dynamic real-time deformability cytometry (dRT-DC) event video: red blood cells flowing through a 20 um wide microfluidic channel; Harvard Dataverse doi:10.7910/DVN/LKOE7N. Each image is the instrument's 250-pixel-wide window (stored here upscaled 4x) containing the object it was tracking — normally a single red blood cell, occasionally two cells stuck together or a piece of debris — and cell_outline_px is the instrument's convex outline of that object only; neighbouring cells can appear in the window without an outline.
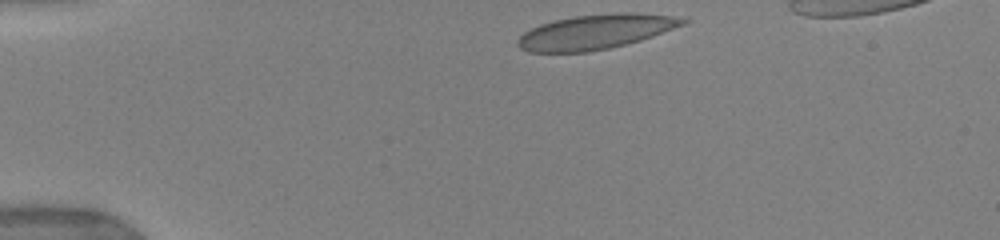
{"species": "human", "species_latin": "Homo sapiens", "temperature_condition": "warm", "stored_images_in_passage": 16, "camera_frame_rate_fps": 3000, "um_per_image_px": 0.085, "donor": {"sex": "female"}, "frame": {"image": 1, "passage_image": 1, "time_ms": 0.0, "image_size_px": [1000, 240], "cell_outline_px": [[692, 20], [684, 24], [652, 36], [640, 40], [608, 48], [584, 52], [528, 52], [520, 48], [516, 44], [516, 40], [524, 32], [540, 24], [556, 20], [576, 16], [620, 12], [636, 12], [672, 16]], "centroid_in_image_um": [50.61, 2.7], "position_along_channel_um": 34.4, "area_um2": 33.06}}